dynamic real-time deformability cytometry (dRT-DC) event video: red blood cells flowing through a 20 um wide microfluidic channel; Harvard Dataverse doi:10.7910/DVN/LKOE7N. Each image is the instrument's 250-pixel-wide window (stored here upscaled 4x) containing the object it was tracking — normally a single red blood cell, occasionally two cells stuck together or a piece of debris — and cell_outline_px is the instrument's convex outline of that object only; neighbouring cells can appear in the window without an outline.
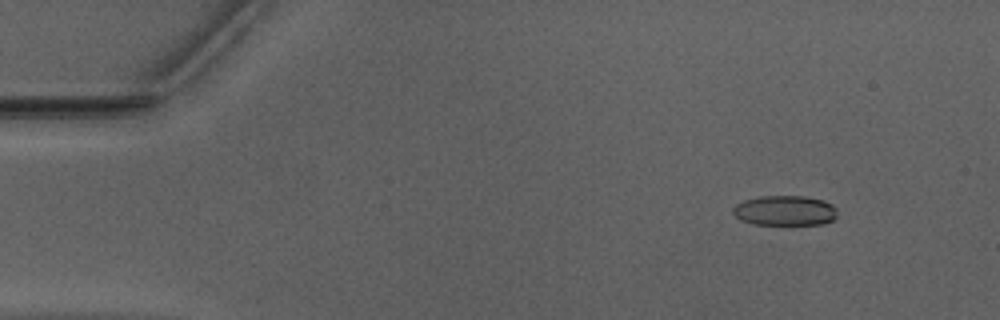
{"species": "Egyptian fruit bat (a non-hibernating species)", "species_latin": "Rousettus aegyptiacus", "temperature_condition": "warm", "stored_images_in_passage": 53, "segment_of_instrument_passage": [1, 2], "camera_frame_rate_fps": 3000, "um_per_image_px": 0.085, "animal": {"sex": "male"}, "frame": {"image": 1, "passage_image": 6, "time_ms": 1.667, "image_size_px": [1000, 320], "cell_outline_px": [[836, 216], [832, 220], [824, 224], [752, 224], [740, 220], [732, 212], [732, 208], [736, 204], [744, 200], [760, 196], [804, 196], [824, 200], [832, 204], [836, 208]], "centroid_in_image_um": [66.7, 17.89], "position_along_channel_um": 18.3, "area_um2": 18.32}}
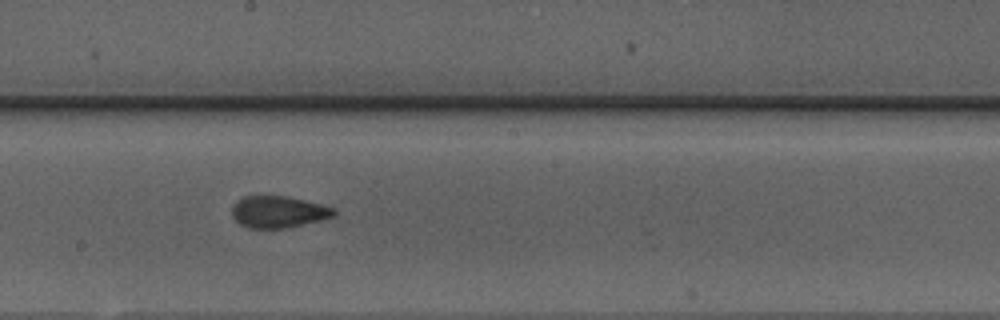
{"frame": {"image": 2, "passage_image": 29, "time_ms": 9.333, "image_size_px": [1000, 320], "cell_outline_px": [[336, 212], [332, 216], [320, 220], [288, 228], [248, 228], [240, 224], [232, 216], [232, 208], [244, 196], [284, 196], [304, 200], [336, 208]], "centroid_in_image_um": [23.67, 18.02], "position_along_channel_um": 224.5, "area_um2": 18.61}}
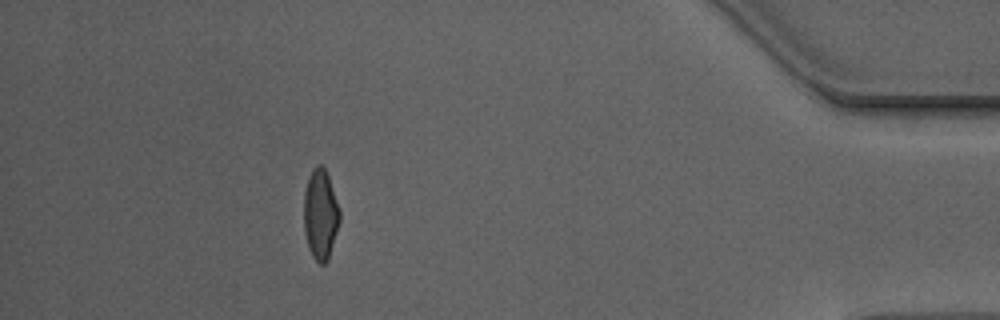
{"frame": {"image": 3, "passage_image": 47, "time_ms": 15.333, "image_size_px": [1000, 320], "cell_outline_px": [[340, 220], [328, 260], [324, 264], [320, 264], [312, 256], [308, 248], [304, 232], [304, 192], [308, 180], [316, 164], [320, 164], [324, 168], [328, 176], [340, 208]], "centroid_in_image_um": [27.24, 18.25], "position_along_channel_um": 408.0, "area_um2": 18.79}}